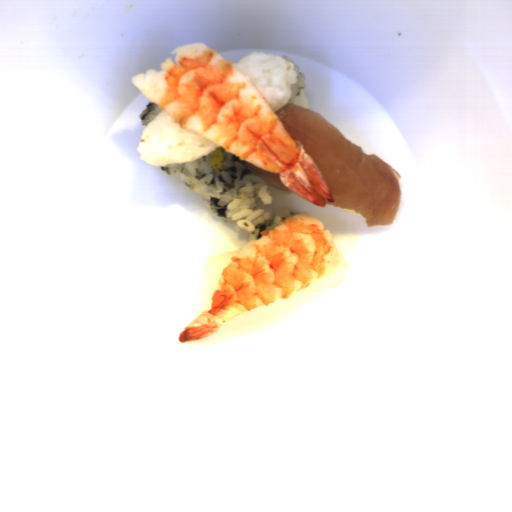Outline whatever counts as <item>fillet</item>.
Returning a JSON list of instances; mask_svg holds the SVG:
<instances>
[{
  "instance_id": "1",
  "label": "fillet",
  "mask_w": 512,
  "mask_h": 512,
  "mask_svg": "<svg viewBox=\"0 0 512 512\" xmlns=\"http://www.w3.org/2000/svg\"><path fill=\"white\" fill-rule=\"evenodd\" d=\"M292 141L317 164L332 194L325 205L359 213L366 227H390L401 205L399 172L349 141L315 110L287 102L275 112Z\"/></svg>"
},
{
  "instance_id": "2",
  "label": "fillet",
  "mask_w": 512,
  "mask_h": 512,
  "mask_svg": "<svg viewBox=\"0 0 512 512\" xmlns=\"http://www.w3.org/2000/svg\"><path fill=\"white\" fill-rule=\"evenodd\" d=\"M244 165L248 170L259 176L262 180H264L271 189L278 190L281 192H292L286 189L280 182L279 174H270L245 160Z\"/></svg>"
}]
</instances>
